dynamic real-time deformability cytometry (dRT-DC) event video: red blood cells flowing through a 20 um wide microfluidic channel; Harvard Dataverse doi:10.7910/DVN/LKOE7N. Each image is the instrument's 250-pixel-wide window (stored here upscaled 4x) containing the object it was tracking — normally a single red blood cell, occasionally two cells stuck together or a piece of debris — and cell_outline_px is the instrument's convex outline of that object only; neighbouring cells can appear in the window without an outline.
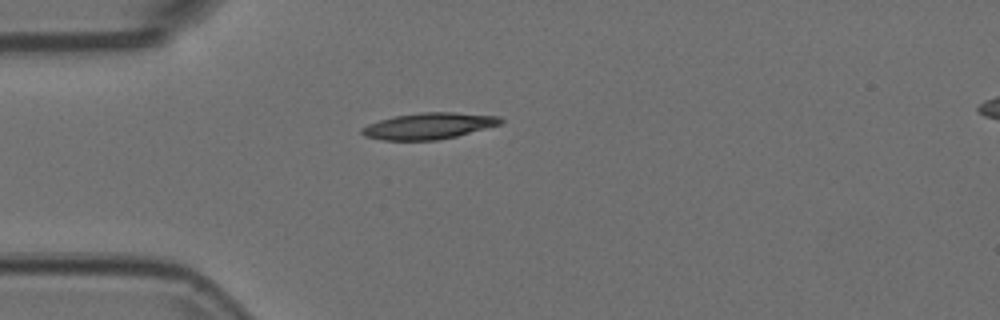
{"species": "Egyptian fruit bat (a non-hibernating species)", "species_latin": "Rousettus aegyptiacus", "temperature_condition": "room temperature", "stored_images_in_passage": 41, "camera_frame_rate_fps": 3000, "um_per_image_px": 0.085, "animal": {"sex": "female"}, "frame": {"image": 1, "passage_image": 1, "time_ms": 0.0, "image_size_px": [1000, 320], "cell_outline_px": [[504, 120], [500, 124], [456, 136], [436, 140], [384, 140], [364, 136], [360, 132], [360, 128], [368, 124], [392, 116], [420, 112], [456, 112], [500, 116]], "centroid_in_image_um": [36.42, 10.69], "position_along_channel_um": 48.6, "area_um2": 21.27}}
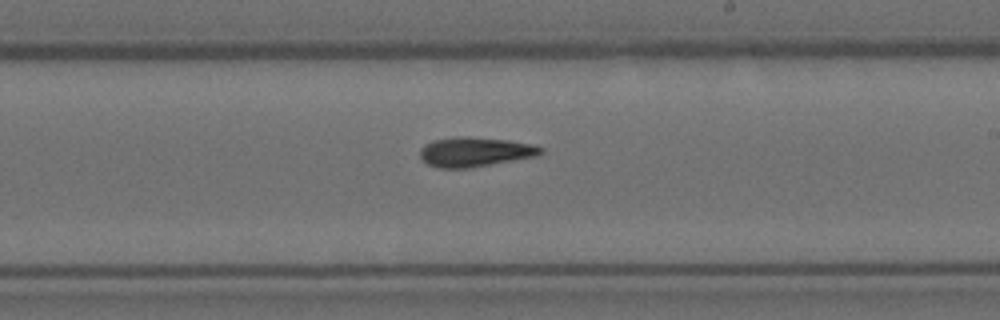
{"frame": {"image": 2, "passage_image": 18, "time_ms": 5.667, "image_size_px": [1000, 320], "cell_outline_px": [[544, 152], [536, 156], [468, 168], [440, 168], [428, 164], [420, 156], [420, 148], [424, 144], [432, 140], [456, 136], [468, 136], [508, 140], [532, 144], [544, 148]], "centroid_in_image_um": [40.36, 12.89], "position_along_channel_um": 248.6, "area_um2": 20.81}}
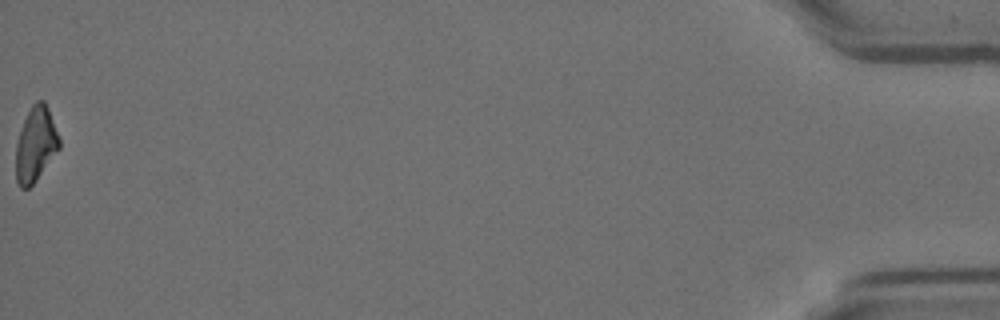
{"frame": {"image": 3, "passage_image": 41, "time_ms": 13.333, "image_size_px": [1000, 320], "cell_outline_px": [[60, 148], [36, 180], [28, 188], [20, 188], [16, 180], [16, 144], [24, 120], [32, 104], [36, 100], [44, 100], [48, 108], [60, 140]], "centroid_in_image_um": [3.03, 12.27], "position_along_channel_um": 432.2, "area_um2": 18.67}}